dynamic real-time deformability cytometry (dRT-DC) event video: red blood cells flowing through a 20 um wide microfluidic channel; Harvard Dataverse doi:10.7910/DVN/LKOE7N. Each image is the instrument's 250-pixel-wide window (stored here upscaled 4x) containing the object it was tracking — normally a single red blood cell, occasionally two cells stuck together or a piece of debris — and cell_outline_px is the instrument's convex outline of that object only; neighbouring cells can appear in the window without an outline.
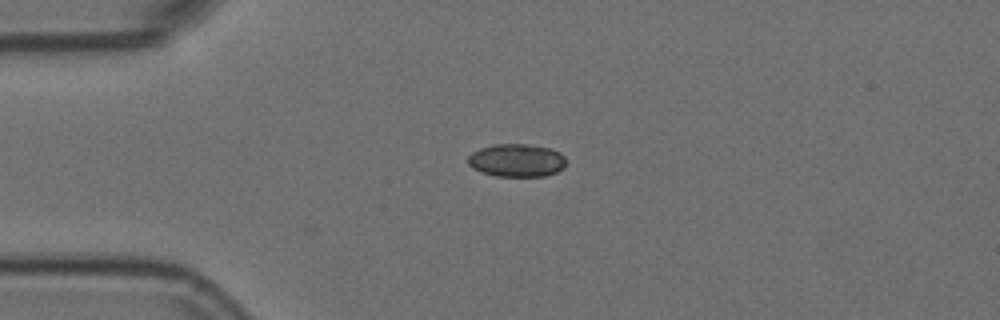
{"species": "Egyptian fruit bat (a non-hibernating species)", "species_latin": "Rousettus aegyptiacus", "temperature_condition": "room temperature", "stored_images_in_passage": 3, "camera_frame_rate_fps": 3000, "um_per_image_px": 0.085, "animal": {"sex": "female"}, "frame": {"image": 1, "passage_image": 1, "time_ms": 0.0, "image_size_px": [1000, 320], "cell_outline_px": [[564, 168], [556, 172], [544, 176], [496, 176], [480, 172], [472, 168], [468, 164], [468, 156], [472, 152], [480, 148], [492, 144], [528, 144], [552, 148], [560, 152], [564, 156]], "centroid_in_image_um": [43.9, 13.62], "position_along_channel_um": 41.1, "area_um2": 19.02}}